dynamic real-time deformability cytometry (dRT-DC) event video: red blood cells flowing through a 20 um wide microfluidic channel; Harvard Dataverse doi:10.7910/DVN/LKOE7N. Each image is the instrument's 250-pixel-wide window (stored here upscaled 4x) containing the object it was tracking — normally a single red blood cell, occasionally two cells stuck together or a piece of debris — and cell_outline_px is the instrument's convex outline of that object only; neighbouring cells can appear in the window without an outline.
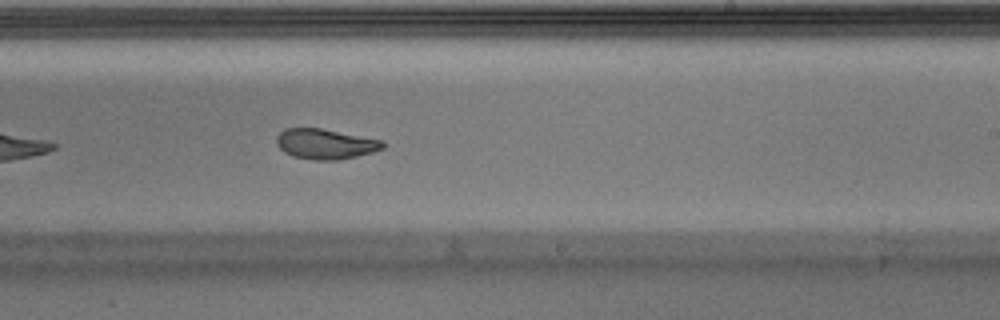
{"species": "Egyptian fruit bat (a non-hibernating species)", "species_latin": "Rousettus aegyptiacus", "temperature_condition": "warm", "stored_images_in_passage": 38, "camera_frame_rate_fps": 3000, "um_per_image_px": 0.085, "animal": {"sex": "male"}, "frame": {"image": 1, "passage_image": 17, "time_ms": 5.333, "image_size_px": [1000, 320], "cell_outline_px": [[388, 144], [384, 148], [372, 152], [340, 160], [316, 160], [292, 156], [284, 152], [276, 144], [276, 136], [284, 128], [320, 128], [384, 140]], "centroid_in_image_um": [27.68, 12.23], "position_along_channel_um": 261.3, "area_um2": 18.9}, "authors_computed_cell_mechanics": {"area_um2": 19.7387, "velocity_mm_per_s": 3.9229, "shape_relaxation_time_tau1_ms": 6.1419, "shape_relaxation_time_tau2_ms": 1.9304, "deformation_change_tau1": 0.2189, "deformation_change_tau2": 0.0776}}